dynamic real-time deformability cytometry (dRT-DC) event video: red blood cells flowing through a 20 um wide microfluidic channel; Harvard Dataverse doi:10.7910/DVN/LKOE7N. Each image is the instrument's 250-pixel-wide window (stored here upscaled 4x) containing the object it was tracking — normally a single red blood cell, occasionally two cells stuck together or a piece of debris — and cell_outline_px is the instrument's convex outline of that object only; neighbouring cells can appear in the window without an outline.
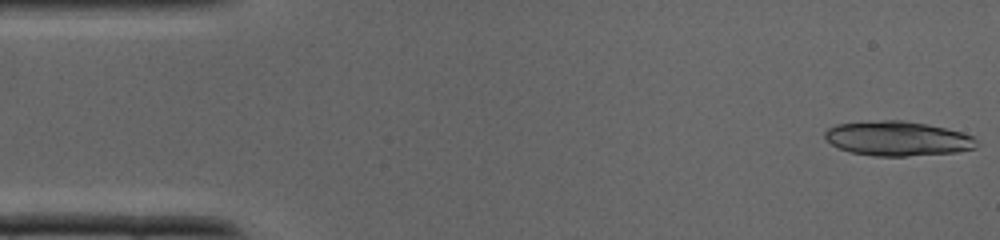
{"species": "common noctule bat (a hibernating species)", "species_latin": "Nyctalus noctula", "temperature_condition": "cold", "stored_images_in_passage": 36, "camera_frame_rate_fps": 3000, "um_per_image_px": 0.085, "animal": {"sex": "male", "body_mass_g": 19.0, "forearm_length_mm": 50.8}, "frame": {"image": 1, "passage_image": 1, "time_ms": 0.0, "image_size_px": [1000, 240], "cell_outline_px": [[980, 144], [976, 148], [956, 152], [904, 156], [876, 156], [852, 152], [840, 148], [824, 140], [824, 132], [828, 128], [836, 124], [884, 120], [900, 120], [924, 124], [944, 128], [960, 132], [972, 136]], "centroid_in_image_um": [76.28, 11.78], "position_along_channel_um": 8.7, "area_um2": 30.35}}
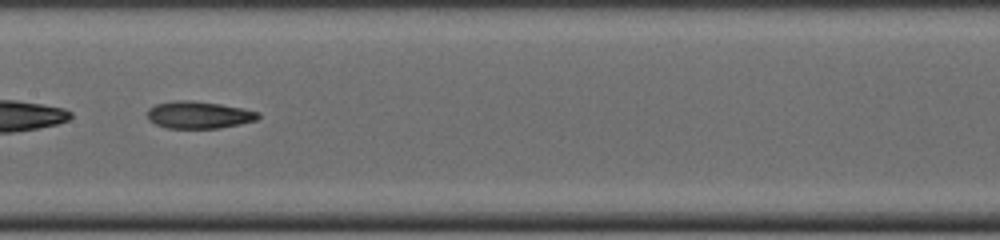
{"frame": {"image": 2, "passage_image": 18, "time_ms": 5.667, "image_size_px": [1000, 240], "cell_outline_px": [[260, 116], [256, 120], [240, 124], [220, 128], [168, 128], [156, 124], [148, 120], [148, 108], [156, 104], [176, 100], [192, 100], [220, 104], [260, 112]], "centroid_in_image_um": [16.89, 9.76], "position_along_channel_um": 190.5, "area_um2": 17.51}}
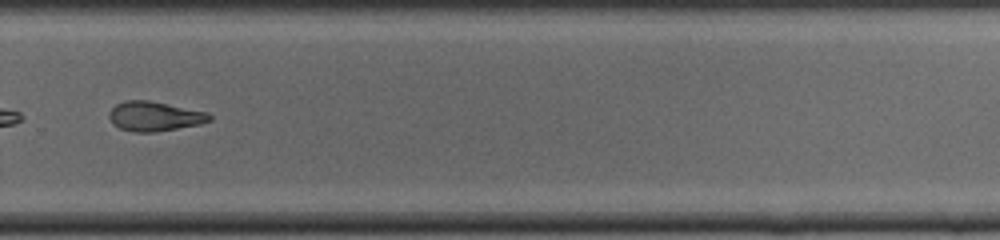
{"frame": {"image": 3, "passage_image": 25, "time_ms": 8.0, "image_size_px": [1000, 240], "cell_outline_px": [[212, 120], [200, 124], [156, 132], [132, 132], [120, 128], [112, 124], [108, 116], [108, 112], [116, 104], [124, 100], [148, 100], [208, 112], [212, 116]], "centroid_in_image_um": [13.12, 9.88], "position_along_channel_um": 316.7, "area_um2": 17.46}}